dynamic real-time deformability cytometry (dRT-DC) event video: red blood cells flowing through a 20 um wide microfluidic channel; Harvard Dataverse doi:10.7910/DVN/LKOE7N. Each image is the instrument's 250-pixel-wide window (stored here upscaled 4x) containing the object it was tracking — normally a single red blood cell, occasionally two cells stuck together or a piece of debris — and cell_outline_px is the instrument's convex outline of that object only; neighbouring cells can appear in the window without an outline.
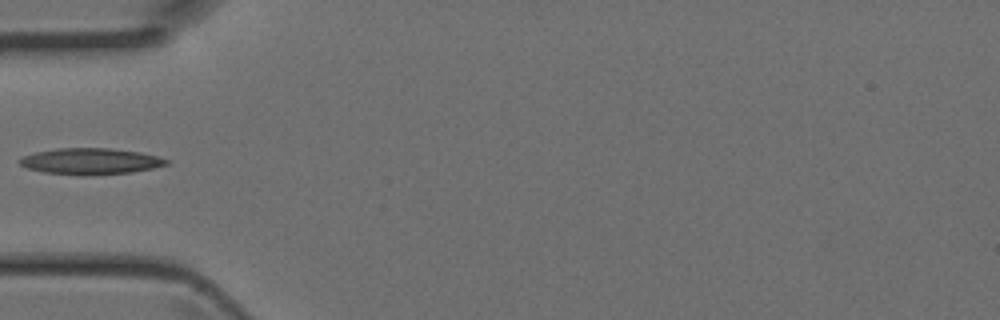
{"species": "Egyptian fruit bat (a non-hibernating species)", "species_latin": "Rousettus aegyptiacus", "temperature_condition": "room temperature", "stored_images_in_passage": 5, "camera_frame_rate_fps": 3000, "um_per_image_px": 0.085, "animal": {"sex": "female"}, "frame": {"image": 1, "passage_image": 5, "time_ms": 1.333, "image_size_px": [1000, 320], "cell_outline_px": [[172, 160], [168, 164], [152, 168], [132, 172], [44, 172], [28, 168], [20, 164], [16, 160], [24, 156], [36, 152], [56, 148], [108, 148], [140, 152], [160, 156]], "centroid_in_image_um": [7.75, 13.65], "position_along_channel_um": 77.2, "area_um2": 21.33}}